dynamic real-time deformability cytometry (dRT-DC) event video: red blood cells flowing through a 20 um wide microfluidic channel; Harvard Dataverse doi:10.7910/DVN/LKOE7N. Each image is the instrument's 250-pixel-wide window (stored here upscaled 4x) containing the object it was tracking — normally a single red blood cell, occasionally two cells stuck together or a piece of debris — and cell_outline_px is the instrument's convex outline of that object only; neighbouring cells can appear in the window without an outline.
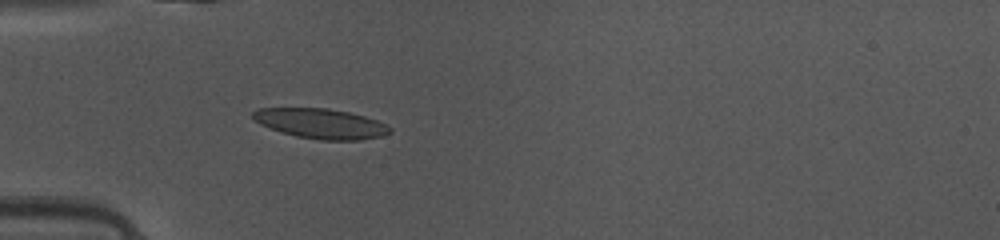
{"species": "common noctule bat (a hibernating species)", "species_latin": "Nyctalus noctula", "temperature_condition": "warm", "stored_images_in_passage": 35, "camera_frame_rate_fps": 3000, "um_per_image_px": 0.085, "animal": {"sex": "female", "body_mass_g": 10.0, "forearm_length_mm": 53.1}, "frame": {"image": 1, "passage_image": 3, "time_ms": 0.667, "image_size_px": [1000, 240], "cell_outline_px": [[392, 132], [380, 136], [360, 140], [320, 140], [296, 136], [280, 132], [260, 124], [252, 116], [252, 112], [260, 108], [328, 108], [348, 112], [364, 116], [376, 120], [392, 128]], "centroid_in_image_um": [27.27, 10.5], "position_along_channel_um": 57.7, "area_um2": 23.81}}
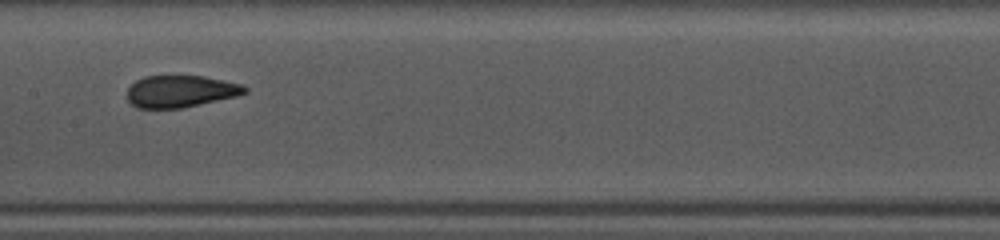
{"frame": {"image": 2, "passage_image": 13, "time_ms": 4.0, "image_size_px": [1000, 240], "cell_outline_px": [[248, 92], [236, 96], [200, 104], [180, 108], [136, 108], [128, 100], [128, 88], [136, 80], [144, 76], [204, 76], [244, 84], [248, 88]], "centroid_in_image_um": [15.37, 7.75], "position_along_channel_um": 192.0, "area_um2": 21.91}}
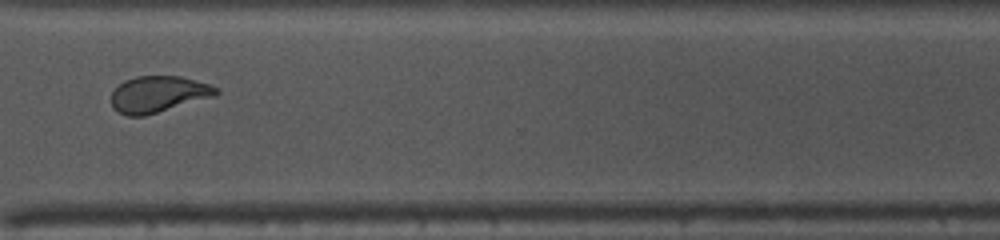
{"frame": {"image": 3, "passage_image": 25, "time_ms": 8.0, "image_size_px": [1000, 240], "cell_outline_px": [[220, 92], [216, 96], [144, 116], [128, 116], [116, 112], [112, 108], [112, 92], [124, 80], [136, 76], [180, 76], [208, 84], [220, 88]], "centroid_in_image_um": [13.46, 8.01], "position_along_channel_um": 357.1, "area_um2": 22.31}, "authors_computed_cell_mechanics": {"area_um2": 22.542, "velocity_mm_per_s": 4.1376, "shape_relaxation_time_tau1_ms": 6.2543, "shape_relaxation_time_tau2_ms": 0.7804, "deformation_change_tau1": 0.1915, "deformation_change_tau2": 0.0627}}